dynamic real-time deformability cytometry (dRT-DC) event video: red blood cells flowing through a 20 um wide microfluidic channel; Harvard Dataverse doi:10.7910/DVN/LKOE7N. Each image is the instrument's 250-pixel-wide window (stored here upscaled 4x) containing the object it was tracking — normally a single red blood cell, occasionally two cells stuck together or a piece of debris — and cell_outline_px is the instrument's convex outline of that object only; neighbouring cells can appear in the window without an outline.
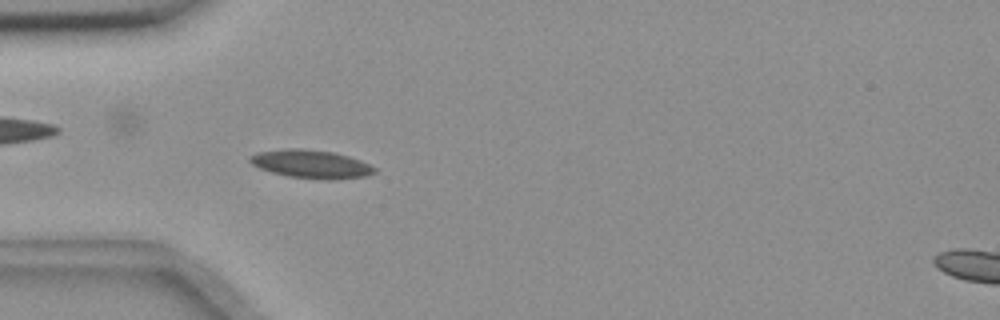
{"species": "common noctule bat (a hibernating species)", "species_latin": "Nyctalus noctula", "temperature_condition": "room temperature", "stored_images_in_passage": 52, "camera_frame_rate_fps": 3000, "um_per_image_px": 0.085, "animal": {"sex": "female", "body_mass_g": 18.4}, "frame": {"image": 1, "passage_image": 12, "time_ms": 3.667, "image_size_px": [1000, 320], "cell_outline_px": [[376, 172], [368, 176], [336, 180], [328, 180], [288, 176], [272, 172], [260, 168], [252, 164], [248, 160], [248, 156], [256, 152], [288, 148], [304, 148], [332, 152], [348, 156], [360, 160], [376, 168]], "centroid_in_image_um": [26.44, 13.94], "position_along_channel_um": 58.6, "area_um2": 20.69}}
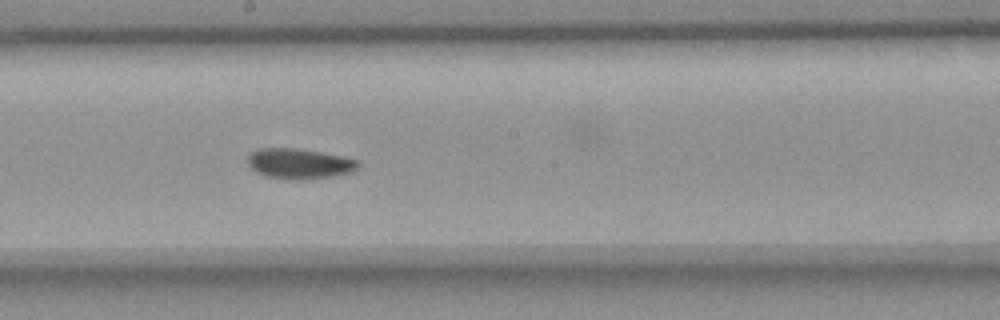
{"frame": {"image": 2, "passage_image": 26, "time_ms": 8.333, "image_size_px": [1000, 320], "cell_outline_px": [[360, 168], [352, 172], [332, 176], [304, 180], [296, 180], [268, 176], [256, 172], [248, 164], [248, 152], [256, 148], [296, 148], [344, 156], [360, 160]], "centroid_in_image_um": [25.47, 13.9], "position_along_channel_um": 222.7, "area_um2": 19.77}}
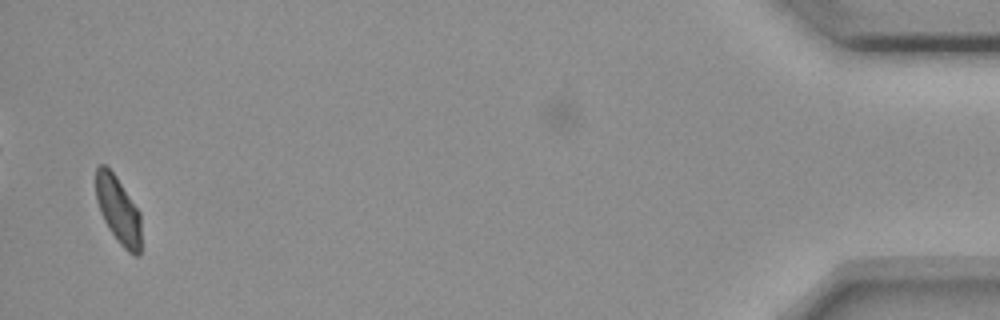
{"frame": {"image": 3, "passage_image": 50, "time_ms": 16.333, "image_size_px": [1000, 320], "cell_outline_px": [[140, 256], [136, 256], [128, 252], [116, 240], [108, 228], [100, 212], [96, 200], [96, 168], [100, 164], [104, 164], [116, 176], [140, 212]], "centroid_in_image_um": [10.04, 17.87], "position_along_channel_um": 425.2, "area_um2": 17.69}, "authors_computed_cell_mechanics": {"area_um2": 19.074, "velocity_mm_per_s": 3.6144, "shape_relaxation_time_tau1_ms": 6.343, "shape_relaxation_time_tau2_ms": 2.796, "deformation_change_tau1": 0.1264, "deformation_change_tau2": 0.0488}}